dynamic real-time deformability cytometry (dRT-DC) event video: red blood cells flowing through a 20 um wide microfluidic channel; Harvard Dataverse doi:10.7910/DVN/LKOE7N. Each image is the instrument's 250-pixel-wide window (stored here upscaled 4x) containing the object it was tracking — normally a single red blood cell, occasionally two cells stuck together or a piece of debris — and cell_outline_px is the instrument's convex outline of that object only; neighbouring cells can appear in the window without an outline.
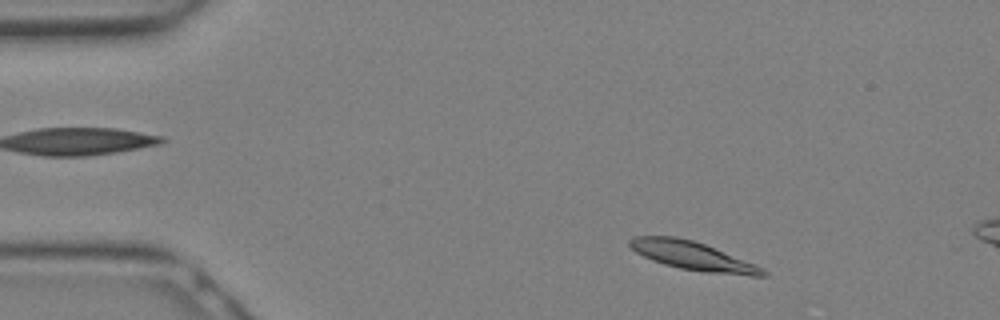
{"species": "Egyptian fruit bat (a non-hibernating species)", "species_latin": "Rousettus aegyptiacus", "temperature_condition": "warm", "stored_images_in_passage": 6, "camera_frame_rate_fps": 3000, "um_per_image_px": 0.085, "animal": {"sex": "female"}, "frame": {"image": 1, "passage_image": 1, "time_ms": 0.0, "image_size_px": [1000, 320], "cell_outline_px": [[768, 276], [752, 276], [704, 272], [680, 268], [664, 264], [652, 260], [636, 252], [628, 244], [628, 240], [636, 236], [676, 236], [692, 240], [704, 244], [756, 264], [764, 268], [768, 272]], "centroid_in_image_um": [58.91, 21.76], "position_along_channel_um": 26.1, "area_um2": 22.08}}